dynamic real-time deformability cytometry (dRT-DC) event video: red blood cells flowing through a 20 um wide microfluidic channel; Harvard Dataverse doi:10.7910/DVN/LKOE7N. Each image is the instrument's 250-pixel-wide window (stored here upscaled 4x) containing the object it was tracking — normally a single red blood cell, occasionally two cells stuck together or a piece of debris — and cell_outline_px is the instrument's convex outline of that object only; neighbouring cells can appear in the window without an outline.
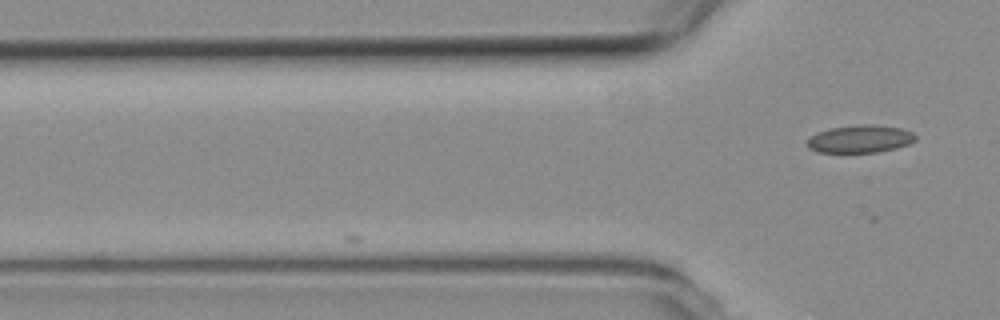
{"species": "common noctule bat (a hibernating species)", "species_latin": "Nyctalus noctula", "temperature_condition": "room temperature", "stored_images_in_passage": 3, "camera_frame_rate_fps": 3000, "um_per_image_px": 0.085, "animal": {"sex": "female", "body_mass_g": 19.3, "forearm_length_mm": 54.1}, "frame": {"image": 1, "passage_image": 3, "time_ms": 0.667, "image_size_px": [1000, 320], "cell_outline_px": [[916, 140], [908, 144], [896, 148], [876, 152], [816, 152], [808, 148], [808, 140], [816, 132], [828, 128], [860, 124], [872, 124], [904, 128], [912, 132], [916, 136]], "centroid_in_image_um": [73.12, 11.79], "position_along_channel_um": 52.7, "area_um2": 17.57}}